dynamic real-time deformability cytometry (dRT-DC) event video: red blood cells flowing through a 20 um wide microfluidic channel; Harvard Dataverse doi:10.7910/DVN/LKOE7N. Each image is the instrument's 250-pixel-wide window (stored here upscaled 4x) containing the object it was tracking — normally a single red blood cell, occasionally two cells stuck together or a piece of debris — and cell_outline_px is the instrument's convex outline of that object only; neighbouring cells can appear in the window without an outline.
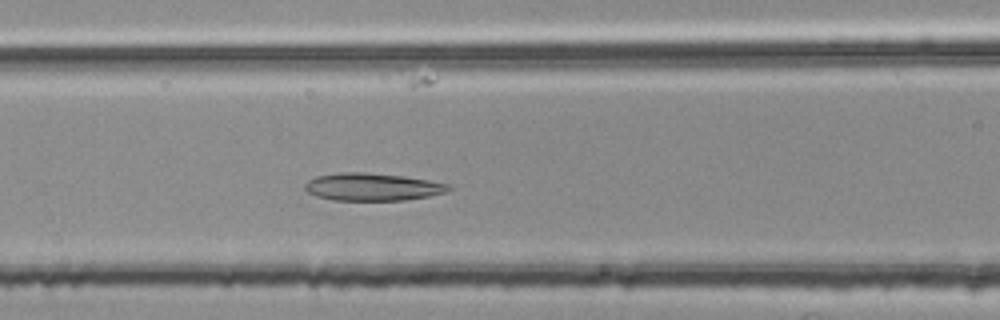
{"species": "common noctule bat (a hibernating species)", "species_latin": "Nyctalus noctula", "temperature_condition": "room temperature", "stored_images_in_passage": 48, "camera_frame_rate_fps": 3000, "um_per_image_px": 0.085, "animal": {"sex": "female", "body_mass_g": 25.1}, "frame": {"image": 1, "passage_image": 19, "time_ms": 6.0, "image_size_px": [1000, 320], "cell_outline_px": [[452, 188], [444, 192], [428, 196], [404, 200], [332, 200], [316, 196], [308, 192], [304, 188], [304, 184], [308, 180], [316, 176], [344, 172], [360, 172], [404, 176], [428, 180], [448, 184]], "centroid_in_image_um": [31.61, 15.88], "position_along_channel_um": 135.0, "area_um2": 22.89}}
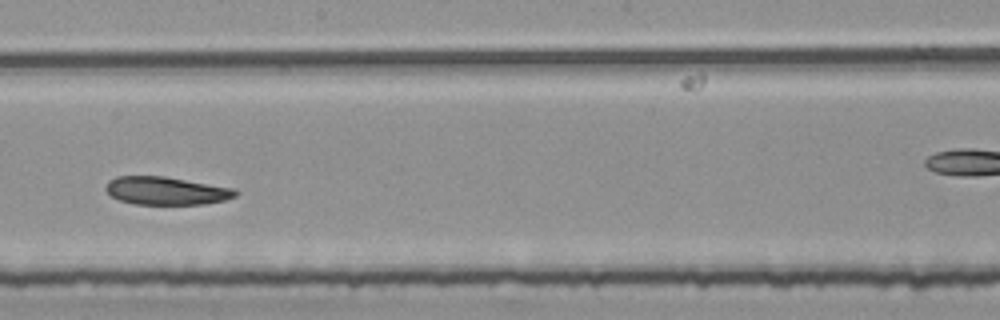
{"frame": {"image": 2, "passage_image": 27, "time_ms": 8.667, "image_size_px": [1000, 320], "cell_outline_px": [[240, 192], [236, 196], [224, 200], [204, 204], [132, 204], [120, 200], [112, 196], [104, 188], [108, 180], [116, 176], [164, 176], [236, 188]], "centroid_in_image_um": [14.14, 16.21], "position_along_channel_um": 234.1, "area_um2": 21.33}}
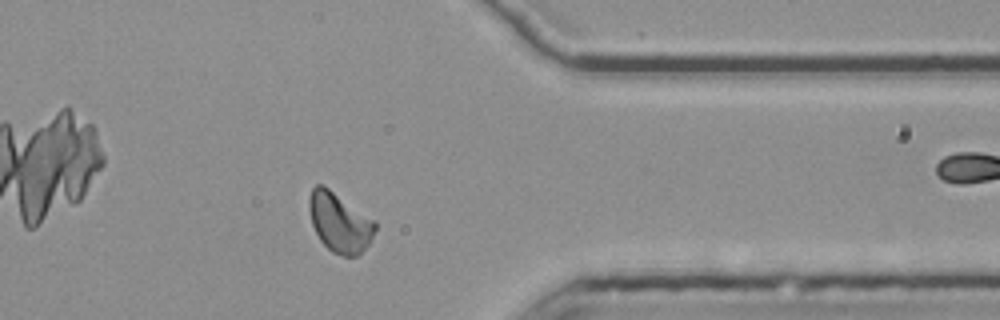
{"frame": {"image": 3, "passage_image": 40, "time_ms": 13.0, "image_size_px": [1000, 320], "cell_outline_px": [[376, 228], [368, 244], [356, 256], [340, 256], [332, 252], [320, 240], [312, 224], [308, 208], [308, 200], [312, 188], [316, 184], [324, 184], [376, 220]], "centroid_in_image_um": [28.85, 18.87], "position_along_channel_um": 382.5, "area_um2": 23.06}}